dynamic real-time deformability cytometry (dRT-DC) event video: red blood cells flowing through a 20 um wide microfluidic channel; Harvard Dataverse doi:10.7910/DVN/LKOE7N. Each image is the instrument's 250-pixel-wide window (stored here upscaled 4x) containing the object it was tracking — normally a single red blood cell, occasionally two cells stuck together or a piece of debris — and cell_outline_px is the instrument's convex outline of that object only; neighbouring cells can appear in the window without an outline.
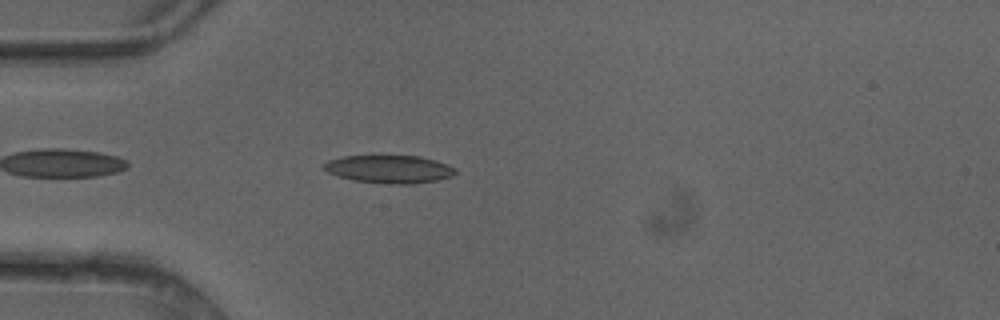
{"species": "common noctule bat (a hibernating species)", "species_latin": "Nyctalus noctula", "temperature_condition": "cold", "stored_images_in_passage": 38, "camera_frame_rate_fps": 3000, "um_per_image_px": 0.085, "animal": {"sex": "female"}, "frame": {"image": 1, "passage_image": 3, "time_ms": 0.667, "image_size_px": [1000, 320], "cell_outline_px": [[456, 172], [452, 176], [436, 180], [412, 184], [392, 184], [352, 180], [328, 172], [320, 168], [328, 160], [340, 156], [372, 152], [380, 152], [420, 156], [436, 160], [456, 168]], "centroid_in_image_um": [33.02, 14.3], "position_along_channel_um": 52.0, "area_um2": 22.66}}
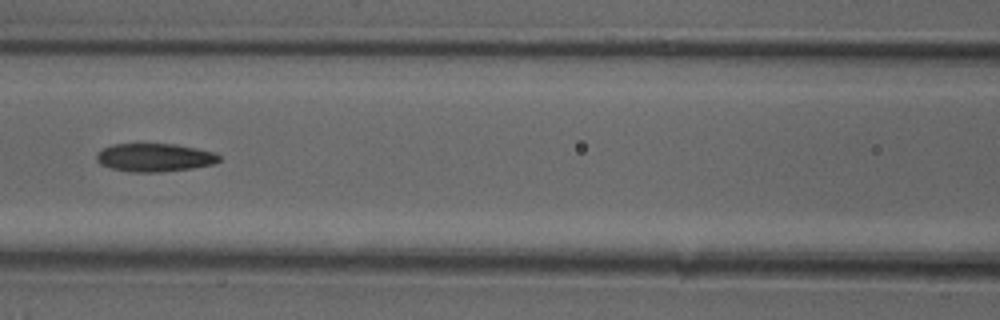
{"frame": {"image": 2, "passage_image": 11, "time_ms": 3.333, "image_size_px": [1000, 320], "cell_outline_px": [[220, 160], [212, 164], [192, 168], [160, 172], [132, 172], [112, 168], [100, 164], [96, 160], [96, 152], [112, 144], [176, 144], [216, 152], [220, 156]], "centroid_in_image_um": [13.13, 13.38], "position_along_channel_um": 153.5, "area_um2": 20.17}}
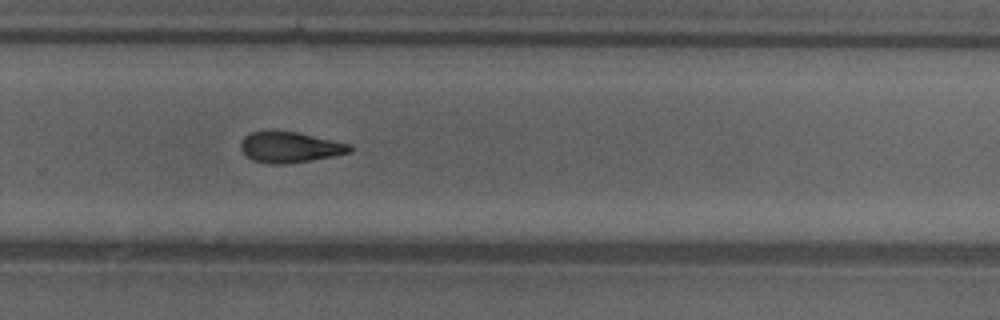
{"frame": {"image": 3, "passage_image": 22, "time_ms": 7.0, "image_size_px": [1000, 320], "cell_outline_px": [[352, 152], [332, 156], [288, 164], [268, 164], [252, 160], [244, 156], [240, 148], [240, 140], [244, 136], [252, 132], [296, 132], [352, 144]], "centroid_in_image_um": [24.61, 12.53], "position_along_channel_um": 305.2, "area_um2": 19.54}, "authors_computed_cell_mechanics": {"area_um2": 19.9699, "velocity_mm_per_s": 4.1531, "shape_relaxation_time_tau1_ms": null, "shape_relaxation_time_tau2_ms": 6.2929, "deformation_change_tau1": null, "deformation_change_tau2": 0.1541}}